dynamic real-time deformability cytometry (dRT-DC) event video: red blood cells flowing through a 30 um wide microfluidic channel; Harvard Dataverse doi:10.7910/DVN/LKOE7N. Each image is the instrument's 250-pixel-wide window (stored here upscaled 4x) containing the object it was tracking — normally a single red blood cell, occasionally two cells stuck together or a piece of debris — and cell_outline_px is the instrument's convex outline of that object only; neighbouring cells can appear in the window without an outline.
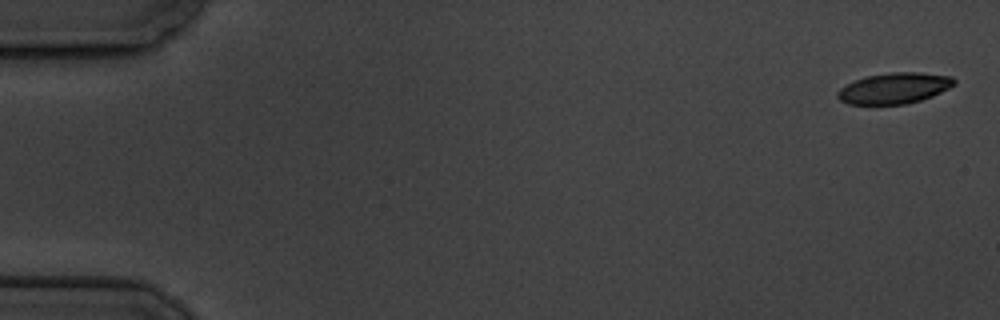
{"species": "common noctule bat (a hibernating species)", "species_latin": "Nyctalus noctula", "temperature_condition": "cold", "stored_images_in_passage": 6, "segment_of_instrument_passage": [1, 2], "camera_frame_rate_fps": 3000, "um_per_image_px": 0.085, "animal": {"sex": "male", "body_mass_g": 19.5, "forearm_length_mm": 54.6}, "frame": {"image": 1, "passage_image": 1, "time_ms": 0.0, "image_size_px": [1000, 320], "cell_outline_px": [[956, 84], [932, 96], [920, 100], [904, 104], [848, 104], [840, 100], [836, 96], [836, 92], [840, 88], [864, 76], [892, 72], [920, 72], [952, 76], [956, 80]], "centroid_in_image_um": [76.01, 7.49], "position_along_channel_um": 9.0, "area_um2": 20.98}}
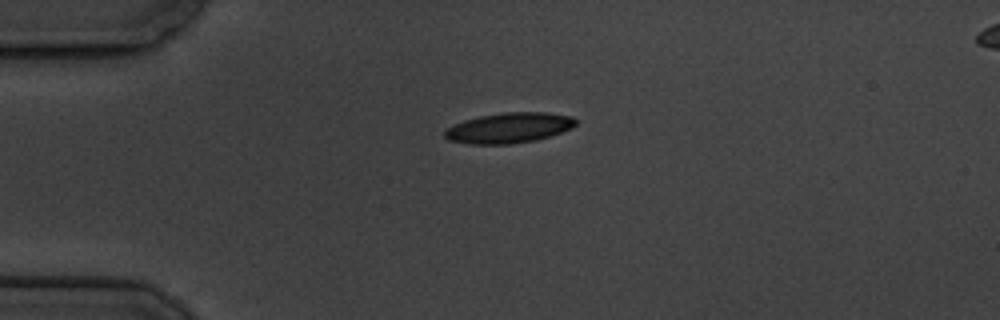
{"frame": {"image": 2, "passage_image": 4, "time_ms": 4.333, "image_size_px": [1000, 320], "cell_outline_px": [[576, 124], [572, 128], [536, 140], [508, 144], [468, 144], [448, 140], [444, 136], [444, 128], [464, 120], [480, 116], [504, 112], [548, 112], [572, 116], [576, 120]], "centroid_in_image_um": [43.23, 10.86], "position_along_channel_um": 41.8, "area_um2": 23.24}}